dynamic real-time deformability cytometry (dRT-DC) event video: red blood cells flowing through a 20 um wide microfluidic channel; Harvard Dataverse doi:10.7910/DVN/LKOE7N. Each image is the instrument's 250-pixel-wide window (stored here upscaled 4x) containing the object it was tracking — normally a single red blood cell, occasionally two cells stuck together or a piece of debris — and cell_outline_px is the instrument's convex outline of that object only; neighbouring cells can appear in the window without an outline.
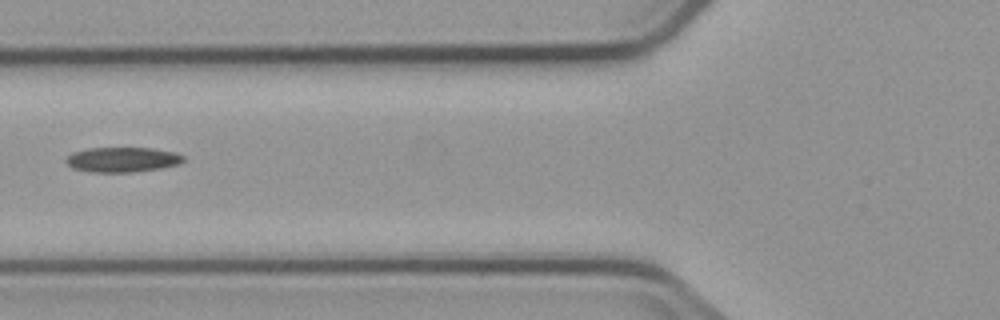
{"species": "common noctule bat (a hibernating species)", "species_latin": "Nyctalus noctula", "temperature_condition": "cold", "stored_images_in_passage": 3, "camera_frame_rate_fps": 3000, "um_per_image_px": 0.085, "animal": {"sex": "male", "body_mass_g": 23.1, "forearm_length_mm": 52.7}, "frame": {"image": 1, "passage_image": 2, "time_ms": 1.333, "image_size_px": [1000, 320], "cell_outline_px": [[184, 160], [180, 164], [160, 168], [132, 172], [92, 172], [72, 168], [64, 160], [72, 152], [88, 148], [152, 148], [172, 152], [184, 156]], "centroid_in_image_um": [10.38, 13.57], "position_along_channel_um": 115.4, "area_um2": 16.99}}
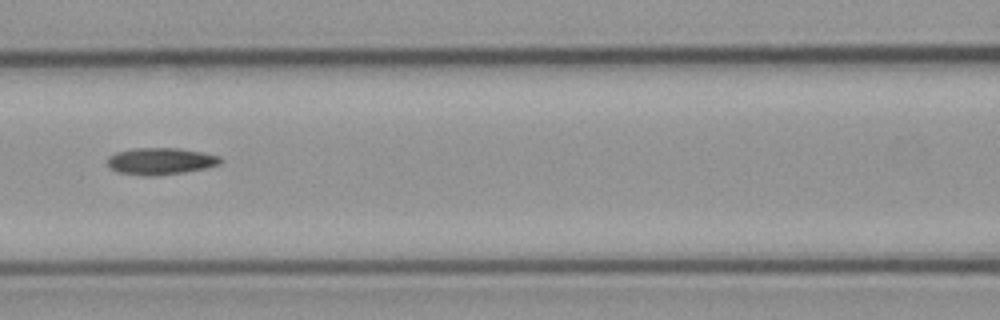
{"frame": {"image": 2, "passage_image": 3, "time_ms": 2.333, "image_size_px": [1000, 320], "cell_outline_px": [[224, 160], [220, 164], [204, 168], [184, 172], [152, 176], [144, 176], [116, 172], [108, 164], [108, 156], [116, 152], [136, 148], [176, 148], [200, 152], [220, 156]], "centroid_in_image_um": [13.64, 13.7], "position_along_channel_um": 153.0, "area_um2": 17.57}}